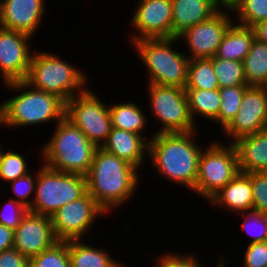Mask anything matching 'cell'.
Masks as SVG:
<instances>
[{"label":"cell","instance_id":"1","mask_svg":"<svg viewBox=\"0 0 267 267\" xmlns=\"http://www.w3.org/2000/svg\"><path fill=\"white\" fill-rule=\"evenodd\" d=\"M137 172L134 166L97 147L86 175L87 192L110 213L126 204L138 190L141 174Z\"/></svg>","mask_w":267,"mask_h":267},{"label":"cell","instance_id":"2","mask_svg":"<svg viewBox=\"0 0 267 267\" xmlns=\"http://www.w3.org/2000/svg\"><path fill=\"white\" fill-rule=\"evenodd\" d=\"M196 132L153 134L149 141L148 158L156 173L190 191L195 188L203 149L196 144Z\"/></svg>","mask_w":267,"mask_h":267},{"label":"cell","instance_id":"3","mask_svg":"<svg viewBox=\"0 0 267 267\" xmlns=\"http://www.w3.org/2000/svg\"><path fill=\"white\" fill-rule=\"evenodd\" d=\"M4 85L17 95L0 103V127L25 128L54 120L57 124L65 116V102L57 95L33 88L25 80Z\"/></svg>","mask_w":267,"mask_h":267},{"label":"cell","instance_id":"4","mask_svg":"<svg viewBox=\"0 0 267 267\" xmlns=\"http://www.w3.org/2000/svg\"><path fill=\"white\" fill-rule=\"evenodd\" d=\"M54 128L50 140L41 147L42 164L55 171L86 176L97 147L65 116Z\"/></svg>","mask_w":267,"mask_h":267},{"label":"cell","instance_id":"5","mask_svg":"<svg viewBox=\"0 0 267 267\" xmlns=\"http://www.w3.org/2000/svg\"><path fill=\"white\" fill-rule=\"evenodd\" d=\"M178 41L177 37H173L141 39L132 43L148 70V84L185 89L190 59L176 50L174 44Z\"/></svg>","mask_w":267,"mask_h":267},{"label":"cell","instance_id":"6","mask_svg":"<svg viewBox=\"0 0 267 267\" xmlns=\"http://www.w3.org/2000/svg\"><path fill=\"white\" fill-rule=\"evenodd\" d=\"M25 81L38 90L60 97L65 103L88 86V76L60 55L35 51ZM86 86V87H85Z\"/></svg>","mask_w":267,"mask_h":267},{"label":"cell","instance_id":"7","mask_svg":"<svg viewBox=\"0 0 267 267\" xmlns=\"http://www.w3.org/2000/svg\"><path fill=\"white\" fill-rule=\"evenodd\" d=\"M87 193L86 176L55 171L45 165L37 170L35 196L29 211L51 217L66 203Z\"/></svg>","mask_w":267,"mask_h":267},{"label":"cell","instance_id":"8","mask_svg":"<svg viewBox=\"0 0 267 267\" xmlns=\"http://www.w3.org/2000/svg\"><path fill=\"white\" fill-rule=\"evenodd\" d=\"M238 152L234 143L212 141L199 158L194 192L207 202L239 173Z\"/></svg>","mask_w":267,"mask_h":267},{"label":"cell","instance_id":"9","mask_svg":"<svg viewBox=\"0 0 267 267\" xmlns=\"http://www.w3.org/2000/svg\"><path fill=\"white\" fill-rule=\"evenodd\" d=\"M150 112L161 126L154 134L197 131L191 118L185 89L147 84Z\"/></svg>","mask_w":267,"mask_h":267},{"label":"cell","instance_id":"10","mask_svg":"<svg viewBox=\"0 0 267 267\" xmlns=\"http://www.w3.org/2000/svg\"><path fill=\"white\" fill-rule=\"evenodd\" d=\"M89 88L65 103V117L96 146L102 147L112 129L109 105Z\"/></svg>","mask_w":267,"mask_h":267},{"label":"cell","instance_id":"11","mask_svg":"<svg viewBox=\"0 0 267 267\" xmlns=\"http://www.w3.org/2000/svg\"><path fill=\"white\" fill-rule=\"evenodd\" d=\"M102 215L108 213L87 192L78 200L66 203L51 216L54 234L61 241L83 239Z\"/></svg>","mask_w":267,"mask_h":267},{"label":"cell","instance_id":"12","mask_svg":"<svg viewBox=\"0 0 267 267\" xmlns=\"http://www.w3.org/2000/svg\"><path fill=\"white\" fill-rule=\"evenodd\" d=\"M230 11H218L210 19L200 22L183 31L178 40L186 42L189 48V59L212 58L228 30L235 22Z\"/></svg>","mask_w":267,"mask_h":267},{"label":"cell","instance_id":"13","mask_svg":"<svg viewBox=\"0 0 267 267\" xmlns=\"http://www.w3.org/2000/svg\"><path fill=\"white\" fill-rule=\"evenodd\" d=\"M267 90L265 86H249L233 120L223 129L224 134L236 142L239 138L266 129Z\"/></svg>","mask_w":267,"mask_h":267},{"label":"cell","instance_id":"14","mask_svg":"<svg viewBox=\"0 0 267 267\" xmlns=\"http://www.w3.org/2000/svg\"><path fill=\"white\" fill-rule=\"evenodd\" d=\"M137 8L132 15L131 26L136 32L130 43L141 39L173 38L172 1L137 0Z\"/></svg>","mask_w":267,"mask_h":267},{"label":"cell","instance_id":"15","mask_svg":"<svg viewBox=\"0 0 267 267\" xmlns=\"http://www.w3.org/2000/svg\"><path fill=\"white\" fill-rule=\"evenodd\" d=\"M32 36L0 27V75L2 83L26 79L33 51Z\"/></svg>","mask_w":267,"mask_h":267},{"label":"cell","instance_id":"16","mask_svg":"<svg viewBox=\"0 0 267 267\" xmlns=\"http://www.w3.org/2000/svg\"><path fill=\"white\" fill-rule=\"evenodd\" d=\"M56 238L51 217L29 211L14 230V248L28 259L52 247Z\"/></svg>","mask_w":267,"mask_h":267},{"label":"cell","instance_id":"17","mask_svg":"<svg viewBox=\"0 0 267 267\" xmlns=\"http://www.w3.org/2000/svg\"><path fill=\"white\" fill-rule=\"evenodd\" d=\"M0 27L33 37L45 16V0H0Z\"/></svg>","mask_w":267,"mask_h":267},{"label":"cell","instance_id":"18","mask_svg":"<svg viewBox=\"0 0 267 267\" xmlns=\"http://www.w3.org/2000/svg\"><path fill=\"white\" fill-rule=\"evenodd\" d=\"M153 134L146 139V135L143 137L140 134L112 127L106 142L101 148L116 155L138 170L146 161L144 157L148 158L149 141Z\"/></svg>","mask_w":267,"mask_h":267},{"label":"cell","instance_id":"19","mask_svg":"<svg viewBox=\"0 0 267 267\" xmlns=\"http://www.w3.org/2000/svg\"><path fill=\"white\" fill-rule=\"evenodd\" d=\"M212 205L224 207L230 212L242 213L253 209L251 172H239L225 187L217 192L210 200ZM219 205V206H218Z\"/></svg>","mask_w":267,"mask_h":267},{"label":"cell","instance_id":"20","mask_svg":"<svg viewBox=\"0 0 267 267\" xmlns=\"http://www.w3.org/2000/svg\"><path fill=\"white\" fill-rule=\"evenodd\" d=\"M173 37L210 19L219 10L213 0H171Z\"/></svg>","mask_w":267,"mask_h":267},{"label":"cell","instance_id":"21","mask_svg":"<svg viewBox=\"0 0 267 267\" xmlns=\"http://www.w3.org/2000/svg\"><path fill=\"white\" fill-rule=\"evenodd\" d=\"M243 173L267 172V130L239 138L234 142Z\"/></svg>","mask_w":267,"mask_h":267},{"label":"cell","instance_id":"22","mask_svg":"<svg viewBox=\"0 0 267 267\" xmlns=\"http://www.w3.org/2000/svg\"><path fill=\"white\" fill-rule=\"evenodd\" d=\"M254 40L253 28L234 22L226 31L214 57L243 62Z\"/></svg>","mask_w":267,"mask_h":267},{"label":"cell","instance_id":"23","mask_svg":"<svg viewBox=\"0 0 267 267\" xmlns=\"http://www.w3.org/2000/svg\"><path fill=\"white\" fill-rule=\"evenodd\" d=\"M106 250H101L83 243V239L69 240V257L71 267H123L124 263L118 262Z\"/></svg>","mask_w":267,"mask_h":267},{"label":"cell","instance_id":"24","mask_svg":"<svg viewBox=\"0 0 267 267\" xmlns=\"http://www.w3.org/2000/svg\"><path fill=\"white\" fill-rule=\"evenodd\" d=\"M112 127L142 134L147 127V116L135 102H122L119 104H109ZM143 131V132H142Z\"/></svg>","mask_w":267,"mask_h":267},{"label":"cell","instance_id":"25","mask_svg":"<svg viewBox=\"0 0 267 267\" xmlns=\"http://www.w3.org/2000/svg\"><path fill=\"white\" fill-rule=\"evenodd\" d=\"M189 112L194 123L196 116L214 121L219 114L221 99L219 90L185 89Z\"/></svg>","mask_w":267,"mask_h":267},{"label":"cell","instance_id":"26","mask_svg":"<svg viewBox=\"0 0 267 267\" xmlns=\"http://www.w3.org/2000/svg\"><path fill=\"white\" fill-rule=\"evenodd\" d=\"M243 64L246 84L265 86L267 84V43L255 39Z\"/></svg>","mask_w":267,"mask_h":267},{"label":"cell","instance_id":"27","mask_svg":"<svg viewBox=\"0 0 267 267\" xmlns=\"http://www.w3.org/2000/svg\"><path fill=\"white\" fill-rule=\"evenodd\" d=\"M211 58L190 59L185 89L219 90Z\"/></svg>","mask_w":267,"mask_h":267},{"label":"cell","instance_id":"28","mask_svg":"<svg viewBox=\"0 0 267 267\" xmlns=\"http://www.w3.org/2000/svg\"><path fill=\"white\" fill-rule=\"evenodd\" d=\"M211 59L220 88L248 86L243 62L221 57H212Z\"/></svg>","mask_w":267,"mask_h":267},{"label":"cell","instance_id":"29","mask_svg":"<svg viewBox=\"0 0 267 267\" xmlns=\"http://www.w3.org/2000/svg\"><path fill=\"white\" fill-rule=\"evenodd\" d=\"M249 86H234L219 88L221 104L218 117L213 121L224 129L237 114L242 97Z\"/></svg>","mask_w":267,"mask_h":267},{"label":"cell","instance_id":"30","mask_svg":"<svg viewBox=\"0 0 267 267\" xmlns=\"http://www.w3.org/2000/svg\"><path fill=\"white\" fill-rule=\"evenodd\" d=\"M29 267H71L69 240H59L52 247L30 258Z\"/></svg>","mask_w":267,"mask_h":267},{"label":"cell","instance_id":"31","mask_svg":"<svg viewBox=\"0 0 267 267\" xmlns=\"http://www.w3.org/2000/svg\"><path fill=\"white\" fill-rule=\"evenodd\" d=\"M27 166L26 158L22 153L11 149L7 152L3 151L0 160V181L10 183L28 174L31 170Z\"/></svg>","mask_w":267,"mask_h":267},{"label":"cell","instance_id":"32","mask_svg":"<svg viewBox=\"0 0 267 267\" xmlns=\"http://www.w3.org/2000/svg\"><path fill=\"white\" fill-rule=\"evenodd\" d=\"M236 13L237 24L245 27H253L257 23L267 20V0H242L232 12Z\"/></svg>","mask_w":267,"mask_h":267},{"label":"cell","instance_id":"33","mask_svg":"<svg viewBox=\"0 0 267 267\" xmlns=\"http://www.w3.org/2000/svg\"><path fill=\"white\" fill-rule=\"evenodd\" d=\"M243 216V223L241 228L243 232L250 234L251 239L249 243L265 242L267 230V214L251 209L239 213Z\"/></svg>","mask_w":267,"mask_h":267},{"label":"cell","instance_id":"34","mask_svg":"<svg viewBox=\"0 0 267 267\" xmlns=\"http://www.w3.org/2000/svg\"><path fill=\"white\" fill-rule=\"evenodd\" d=\"M32 174L34 173L29 172L28 174L9 183L11 184L12 192H14V194L16 195L15 198L13 197L11 199L21 203L28 209L31 208L35 196V184L37 179V172L34 175ZM30 195L32 196V198Z\"/></svg>","mask_w":267,"mask_h":267},{"label":"cell","instance_id":"35","mask_svg":"<svg viewBox=\"0 0 267 267\" xmlns=\"http://www.w3.org/2000/svg\"><path fill=\"white\" fill-rule=\"evenodd\" d=\"M253 209L267 214V172H251Z\"/></svg>","mask_w":267,"mask_h":267},{"label":"cell","instance_id":"36","mask_svg":"<svg viewBox=\"0 0 267 267\" xmlns=\"http://www.w3.org/2000/svg\"><path fill=\"white\" fill-rule=\"evenodd\" d=\"M159 257L157 258V264L155 262V267H205L200 264L201 262L196 259L193 253L180 254L171 250L164 252ZM216 267H219V265H216Z\"/></svg>","mask_w":267,"mask_h":267},{"label":"cell","instance_id":"37","mask_svg":"<svg viewBox=\"0 0 267 267\" xmlns=\"http://www.w3.org/2000/svg\"><path fill=\"white\" fill-rule=\"evenodd\" d=\"M28 210L21 203L10 199L0 210V224L15 230Z\"/></svg>","mask_w":267,"mask_h":267},{"label":"cell","instance_id":"38","mask_svg":"<svg viewBox=\"0 0 267 267\" xmlns=\"http://www.w3.org/2000/svg\"><path fill=\"white\" fill-rule=\"evenodd\" d=\"M242 267H267V242L248 243Z\"/></svg>","mask_w":267,"mask_h":267},{"label":"cell","instance_id":"39","mask_svg":"<svg viewBox=\"0 0 267 267\" xmlns=\"http://www.w3.org/2000/svg\"><path fill=\"white\" fill-rule=\"evenodd\" d=\"M0 267H29V259L12 247L0 252Z\"/></svg>","mask_w":267,"mask_h":267},{"label":"cell","instance_id":"40","mask_svg":"<svg viewBox=\"0 0 267 267\" xmlns=\"http://www.w3.org/2000/svg\"><path fill=\"white\" fill-rule=\"evenodd\" d=\"M14 246V230L0 224V252Z\"/></svg>","mask_w":267,"mask_h":267},{"label":"cell","instance_id":"41","mask_svg":"<svg viewBox=\"0 0 267 267\" xmlns=\"http://www.w3.org/2000/svg\"><path fill=\"white\" fill-rule=\"evenodd\" d=\"M242 0H213L214 5L220 11L233 12Z\"/></svg>","mask_w":267,"mask_h":267},{"label":"cell","instance_id":"42","mask_svg":"<svg viewBox=\"0 0 267 267\" xmlns=\"http://www.w3.org/2000/svg\"><path fill=\"white\" fill-rule=\"evenodd\" d=\"M255 39L260 42L267 43V20L261 21L253 27Z\"/></svg>","mask_w":267,"mask_h":267},{"label":"cell","instance_id":"43","mask_svg":"<svg viewBox=\"0 0 267 267\" xmlns=\"http://www.w3.org/2000/svg\"><path fill=\"white\" fill-rule=\"evenodd\" d=\"M221 261L217 262V264L219 265V267H225L227 264V262L225 261V258L223 256L222 259H220ZM227 267V266H226Z\"/></svg>","mask_w":267,"mask_h":267},{"label":"cell","instance_id":"44","mask_svg":"<svg viewBox=\"0 0 267 267\" xmlns=\"http://www.w3.org/2000/svg\"><path fill=\"white\" fill-rule=\"evenodd\" d=\"M3 151H4V149L2 148V146H0V160H1V156H2Z\"/></svg>","mask_w":267,"mask_h":267},{"label":"cell","instance_id":"45","mask_svg":"<svg viewBox=\"0 0 267 267\" xmlns=\"http://www.w3.org/2000/svg\"><path fill=\"white\" fill-rule=\"evenodd\" d=\"M265 242H267V230H266V238H265Z\"/></svg>","mask_w":267,"mask_h":267}]
</instances>
